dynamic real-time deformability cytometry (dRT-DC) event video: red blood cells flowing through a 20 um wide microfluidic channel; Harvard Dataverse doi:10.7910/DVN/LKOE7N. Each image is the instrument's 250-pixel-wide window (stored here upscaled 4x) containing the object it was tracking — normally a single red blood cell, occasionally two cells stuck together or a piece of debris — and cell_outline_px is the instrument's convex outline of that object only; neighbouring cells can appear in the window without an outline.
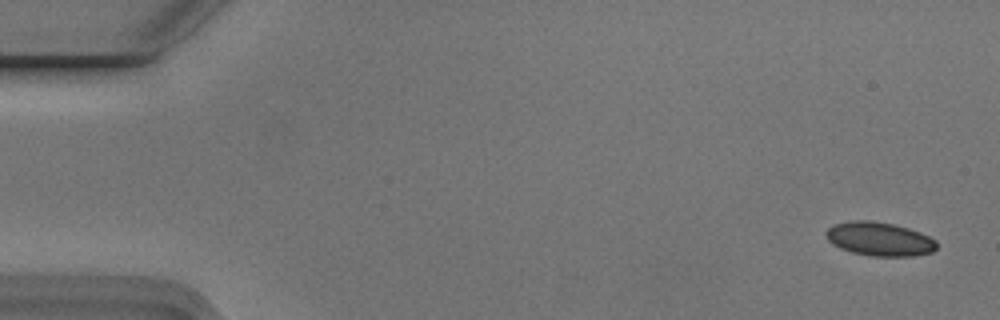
{"species": "Egyptian fruit bat (a non-hibernating species)", "species_latin": "Rousettus aegyptiacus", "temperature_condition": "cold", "stored_images_in_passage": 12, "camera_frame_rate_fps": 3000, "um_per_image_px": 0.085, "animal": {"sex": "male"}, "frame": {"image": 1, "passage_image": 2, "time_ms": 0.333, "image_size_px": [1000, 320], "cell_outline_px": [[936, 248], [932, 252], [916, 256], [872, 256], [852, 252], [840, 248], [832, 244], [828, 240], [824, 232], [832, 224], [848, 220], [872, 220], [892, 224], [908, 228], [920, 232], [936, 240]], "centroid_in_image_um": [74.72, 20.3], "position_along_channel_um": 10.3, "area_um2": 21.96}}